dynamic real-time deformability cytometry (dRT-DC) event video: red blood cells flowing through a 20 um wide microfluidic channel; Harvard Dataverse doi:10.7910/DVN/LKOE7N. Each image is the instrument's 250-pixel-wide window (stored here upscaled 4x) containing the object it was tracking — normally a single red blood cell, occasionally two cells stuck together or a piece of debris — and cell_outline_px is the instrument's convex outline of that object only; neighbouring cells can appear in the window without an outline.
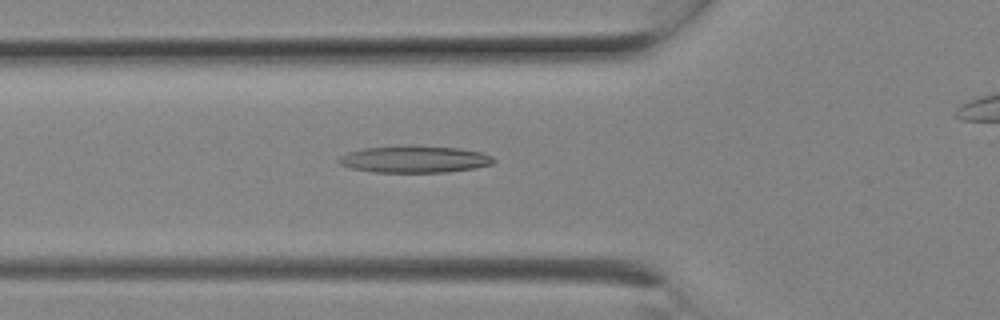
{"species": "Egyptian fruit bat (a non-hibernating species)", "species_latin": "Rousettus aegyptiacus", "temperature_condition": "room temperature", "stored_images_in_passage": 7, "camera_frame_rate_fps": 3000, "um_per_image_px": 0.085, "animal": {"sex": "female"}, "frame": {"image": 1, "passage_image": 6, "time_ms": 1.667, "image_size_px": [1000, 320], "cell_outline_px": [[496, 160], [492, 164], [476, 168], [448, 172], [372, 172], [352, 168], [340, 164], [336, 160], [340, 156], [348, 152], [364, 148], [408, 144], [412, 144], [460, 148], [480, 152], [492, 156]], "centroid_in_image_um": [35.24, 13.52], "position_along_channel_um": 90.6, "area_um2": 24.74}}